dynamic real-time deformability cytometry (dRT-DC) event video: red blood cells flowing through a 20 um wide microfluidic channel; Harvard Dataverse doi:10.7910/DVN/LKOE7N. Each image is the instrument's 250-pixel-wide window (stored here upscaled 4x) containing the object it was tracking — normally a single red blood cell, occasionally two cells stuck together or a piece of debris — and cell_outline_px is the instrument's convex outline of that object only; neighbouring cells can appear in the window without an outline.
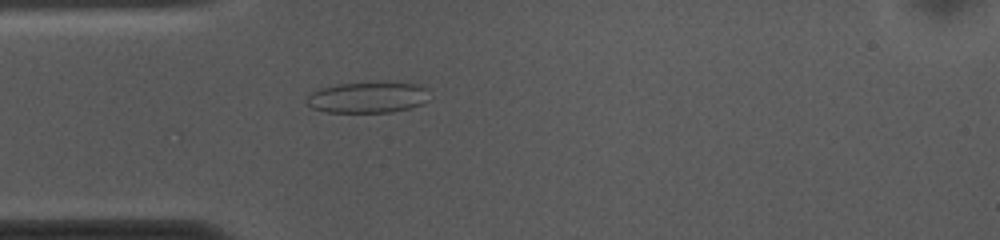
{"species": "common noctule bat (a hibernating species)", "species_latin": "Nyctalus noctula", "temperature_condition": "cold", "stored_images_in_passage": 53, "camera_frame_rate_fps": 3000, "um_per_image_px": 0.085, "animal": {"sex": "female", "body_mass_g": 10.0, "forearm_length_mm": 53.1}, "frame": {"image": 1, "passage_image": 14, "time_ms": 4.333, "image_size_px": [1000, 240], "cell_outline_px": [[428, 100], [424, 104], [412, 108], [392, 112], [324, 112], [312, 108], [308, 104], [308, 96], [312, 92], [320, 88], [336, 84], [388, 80], [420, 84], [428, 88]], "centroid_in_image_um": [31.35, 8.24], "position_along_channel_um": 53.6, "area_um2": 23.06}}
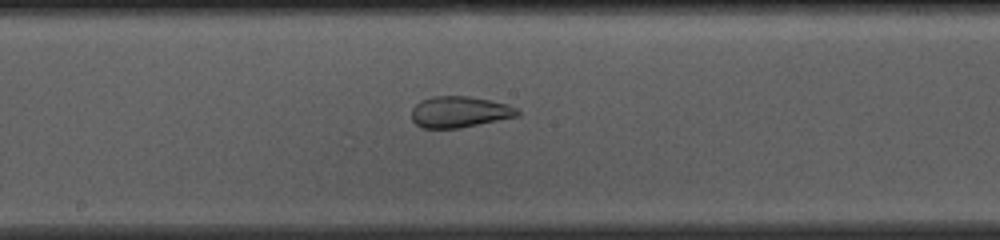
{"frame": {"image": 2, "passage_image": 27, "time_ms": 8.667, "image_size_px": [1000, 240], "cell_outline_px": [[520, 116], [460, 128], [420, 128], [412, 120], [412, 108], [420, 100], [432, 96], [468, 96], [508, 104], [516, 108], [520, 112]], "centroid_in_image_um": [39.05, 9.52], "position_along_channel_um": 209.1, "area_um2": 19.36}}
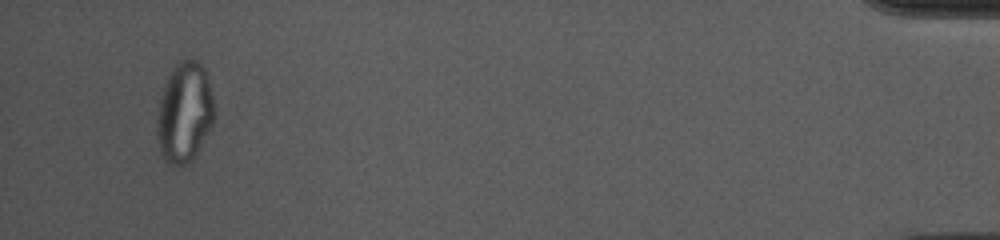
{"frame": {"image": 3, "passage_image": 51, "time_ms": 16.667, "image_size_px": [1000, 240], "cell_outline_px": [[212, 124], [196, 156], [192, 160], [184, 164], [168, 164], [164, 160], [160, 152], [156, 136], [156, 120], [160, 100], [164, 84], [172, 68], [180, 60], [192, 56], [204, 68], [212, 96]], "centroid_in_image_um": [15.64, 9.56], "position_along_channel_um": 419.6, "area_um2": 33.35}, "authors_computed_cell_mechanics": {"area_um2": 26.8192, "velocity_mm_per_s": 3.6586, "shape_relaxation_time_tau1_ms": null, "shape_relaxation_time_tau2_ms": 1.4584, "deformation_change_tau1": null, "deformation_change_tau2": 0.0685}}